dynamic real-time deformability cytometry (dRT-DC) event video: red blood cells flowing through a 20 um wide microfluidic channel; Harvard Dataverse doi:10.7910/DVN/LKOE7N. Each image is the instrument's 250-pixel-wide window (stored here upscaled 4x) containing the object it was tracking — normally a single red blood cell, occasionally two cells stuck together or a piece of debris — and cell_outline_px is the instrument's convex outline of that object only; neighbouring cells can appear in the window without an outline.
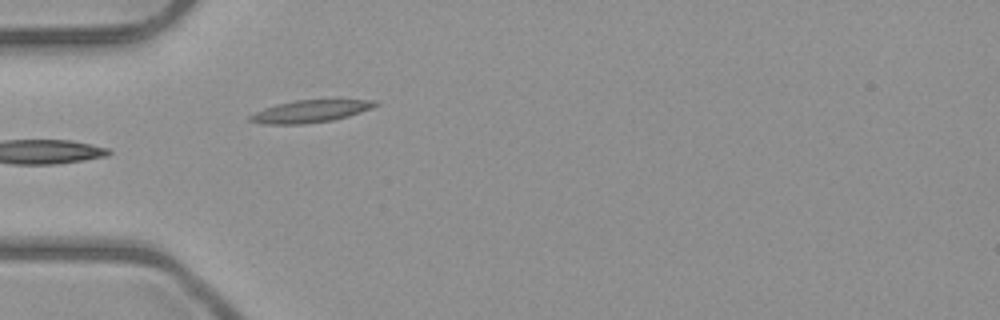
{"species": "common noctule bat (a hibernating species)", "species_latin": "Nyctalus noctula", "temperature_condition": "room temperature", "stored_images_in_passage": 4, "camera_frame_rate_fps": 3000, "um_per_image_px": 0.085, "animal": {"sex": "male", "body_mass_g": 23.1, "forearm_length_mm": 52.7}, "frame": {"image": 1, "passage_image": 4, "time_ms": 3.333, "image_size_px": [1000, 320], "cell_outline_px": [[380, 104], [372, 108], [348, 116], [332, 120], [304, 124], [264, 124], [248, 120], [248, 116], [264, 108], [276, 104], [296, 100], [336, 96], [380, 100]], "centroid_in_image_um": [26.55, 9.38], "position_along_channel_um": 58.5, "area_um2": 17.46}}